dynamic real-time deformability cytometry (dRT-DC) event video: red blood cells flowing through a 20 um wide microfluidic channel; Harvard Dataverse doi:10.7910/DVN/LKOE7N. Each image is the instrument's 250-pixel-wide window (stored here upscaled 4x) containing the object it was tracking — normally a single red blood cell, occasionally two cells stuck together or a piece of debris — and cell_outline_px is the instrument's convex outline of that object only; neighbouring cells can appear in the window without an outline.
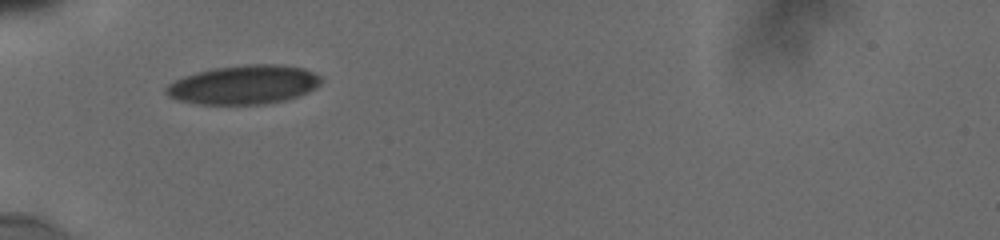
{"species": "human", "species_latin": "Homo sapiens", "temperature_condition": "cold", "stored_images_in_passage": 20, "camera_frame_rate_fps": 3000, "um_per_image_px": 0.085, "donor": {"sex": "male"}, "frame": {"image": 1, "passage_image": 1, "time_ms": 0.0, "image_size_px": [1000, 240], "cell_outline_px": [[320, 84], [316, 88], [308, 92], [284, 100], [264, 104], [200, 104], [176, 100], [168, 96], [164, 92], [164, 88], [168, 84], [184, 76], [196, 72], [212, 68], [248, 64], [280, 64], [304, 68], [320, 76]], "centroid_in_image_um": [20.69, 7.2], "position_along_channel_um": 64.3, "area_um2": 35.26}}
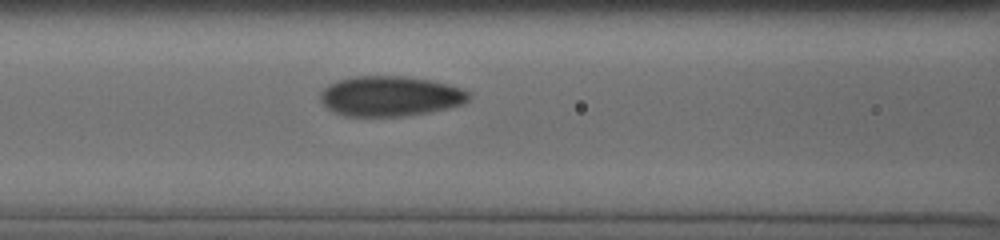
{"frame": {"image": 2, "passage_image": 11, "time_ms": 2.0, "image_size_px": [1000, 240], "cell_outline_px": [[468, 100], [460, 104], [428, 112], [400, 116], [344, 116], [328, 108], [320, 100], [320, 92], [328, 84], [340, 80], [356, 76], [400, 76], [428, 80], [460, 88], [468, 92]], "centroid_in_image_um": [33.09, 8.17], "position_along_channel_um": 133.5, "area_um2": 34.04}}
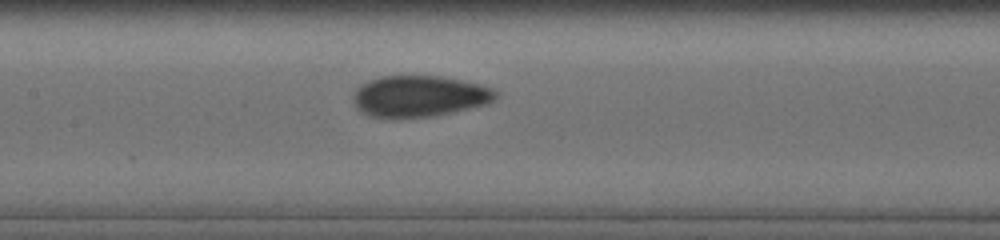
{"frame": {"image": 3, "passage_image": 17, "time_ms": 3.0, "image_size_px": [1000, 240], "cell_outline_px": [[496, 96], [492, 100], [484, 104], [432, 116], [372, 116], [364, 112], [356, 104], [356, 88], [360, 84], [368, 80], [380, 76], [440, 76], [460, 80], [492, 88], [496, 92]], "centroid_in_image_um": [35.64, 8.14], "position_along_channel_um": 171.8, "area_um2": 32.95}}